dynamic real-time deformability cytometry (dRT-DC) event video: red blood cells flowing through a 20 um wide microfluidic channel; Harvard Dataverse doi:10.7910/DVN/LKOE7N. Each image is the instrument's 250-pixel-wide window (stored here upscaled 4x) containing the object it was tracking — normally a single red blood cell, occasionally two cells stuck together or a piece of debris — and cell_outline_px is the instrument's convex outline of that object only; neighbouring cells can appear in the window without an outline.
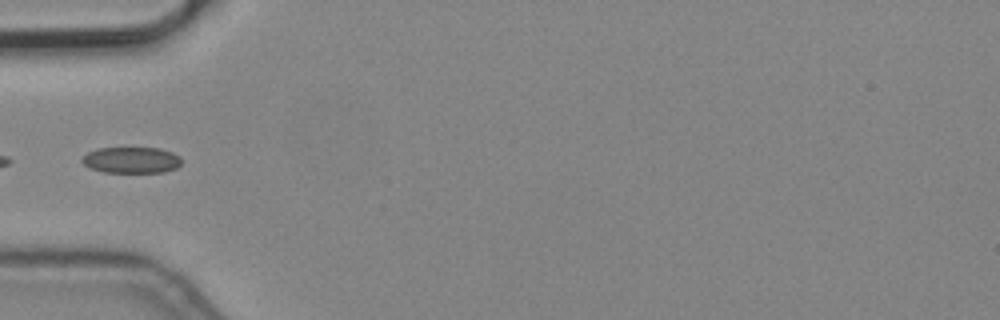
{"species": "common noctule bat (a hibernating species)", "species_latin": "Nyctalus noctula", "temperature_condition": "cold", "stored_images_in_passage": 7, "camera_frame_rate_fps": 3000, "um_per_image_px": 0.085, "animal": {"sex": "male", "body_mass_g": 19.2, "forearm_length_mm": 51.8}, "frame": {"image": 1, "passage_image": 5, "time_ms": 1.333, "image_size_px": [1000, 320], "cell_outline_px": [[180, 164], [176, 168], [164, 172], [104, 172], [88, 168], [80, 160], [88, 152], [96, 148], [160, 148], [172, 152], [180, 156]], "centroid_in_image_um": [11.15, 13.6], "position_along_channel_um": 73.9, "area_um2": 15.2}}
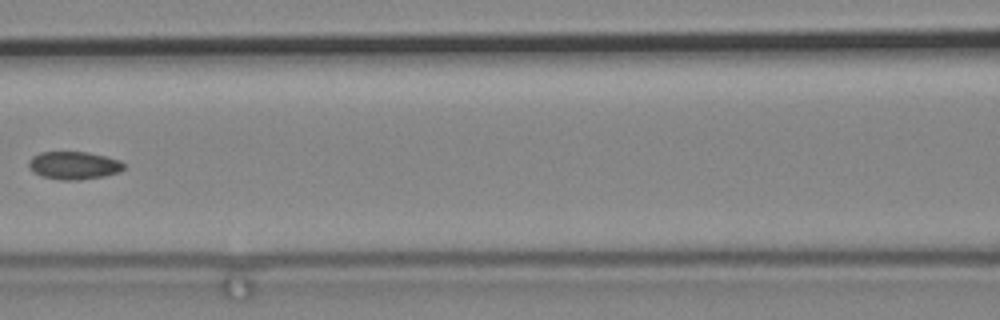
{"frame": {"image": 2, "passage_image": 7, "time_ms": 2.0, "image_size_px": [1000, 320], "cell_outline_px": [[124, 168], [120, 172], [104, 176], [80, 180], [60, 180], [40, 176], [32, 172], [28, 168], [28, 160], [32, 156], [40, 152], [88, 152], [120, 160], [124, 164]], "centroid_in_image_um": [6.24, 14.07], "position_along_channel_um": 160.4, "area_um2": 15.66}}